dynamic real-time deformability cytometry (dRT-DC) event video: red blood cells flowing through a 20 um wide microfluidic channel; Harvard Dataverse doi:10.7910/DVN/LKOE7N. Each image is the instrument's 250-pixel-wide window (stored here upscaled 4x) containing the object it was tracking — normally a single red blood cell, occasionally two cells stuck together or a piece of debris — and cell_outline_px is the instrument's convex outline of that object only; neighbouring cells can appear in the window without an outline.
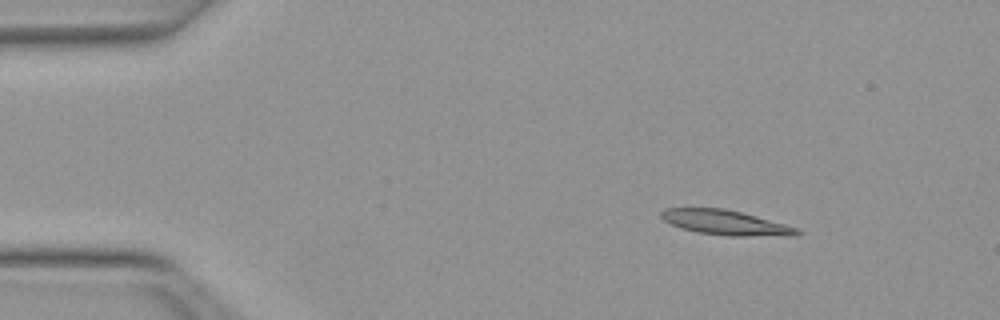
{"species": "Egyptian fruit bat (a non-hibernating species)", "species_latin": "Rousettus aegyptiacus", "temperature_condition": "warm", "stored_images_in_passage": 46, "segment_of_instrument_passage": [1, 2], "camera_frame_rate_fps": 3000, "um_per_image_px": 0.085, "animal": {"sex": "female"}, "frame": {"image": 1, "passage_image": 1, "time_ms": 0.0, "image_size_px": [1000, 320], "cell_outline_px": [[804, 232], [796, 236], [728, 236], [696, 232], [680, 228], [664, 220], [660, 216], [660, 212], [664, 208], [724, 208], [756, 216], [800, 228]], "centroid_in_image_um": [61.73, 18.93], "position_along_channel_um": 23.3, "area_um2": 19.88}}
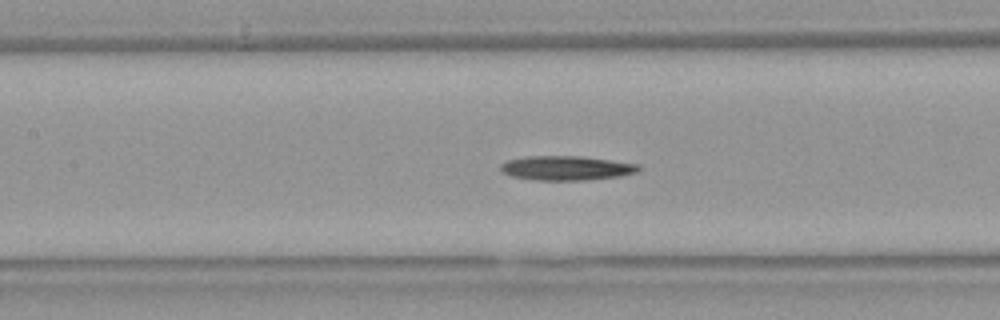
{"frame": {"image": 2, "passage_image": 17, "time_ms": 5.333, "image_size_px": [1000, 320], "cell_outline_px": [[644, 168], [636, 172], [620, 176], [584, 180], [532, 180], [512, 176], [500, 172], [500, 164], [508, 160], [528, 156], [580, 156], [640, 164]], "centroid_in_image_um": [48.14, 14.28], "position_along_channel_um": 159.3, "area_um2": 19.71}}
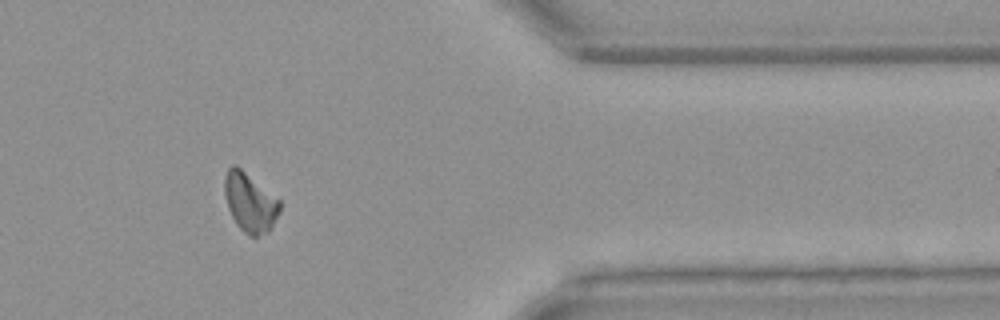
{"frame": {"image": 3, "passage_image": 36, "time_ms": 11.667, "image_size_px": [1000, 320], "cell_outline_px": [[280, 212], [268, 232], [256, 236], [248, 236], [236, 224], [228, 208], [224, 192], [224, 176], [228, 168], [232, 164], [236, 164], [280, 200]], "centroid_in_image_um": [21.23, 17.19], "position_along_channel_um": 390.2, "area_um2": 19.02}}